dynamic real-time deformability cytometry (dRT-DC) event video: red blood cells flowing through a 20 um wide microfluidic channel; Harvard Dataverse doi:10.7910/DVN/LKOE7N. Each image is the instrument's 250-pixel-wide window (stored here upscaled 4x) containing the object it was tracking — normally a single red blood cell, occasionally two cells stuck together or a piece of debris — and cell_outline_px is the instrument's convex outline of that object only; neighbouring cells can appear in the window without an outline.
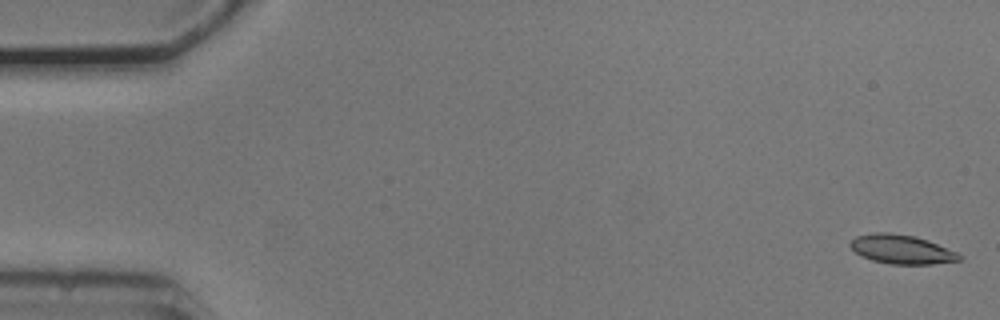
{"species": "common noctule bat (a hibernating species)", "species_latin": "Nyctalus noctula", "temperature_condition": "cold", "stored_images_in_passage": 9, "camera_frame_rate_fps": 3000, "um_per_image_px": 0.085, "animal": {"sex": "male", "body_mass_g": 20.5, "forearm_length_mm": 52.5}, "frame": {"image": 1, "passage_image": 1, "time_ms": 0.0, "image_size_px": [1000, 320], "cell_outline_px": [[964, 256], [960, 260], [932, 264], [888, 264], [872, 260], [856, 252], [848, 244], [856, 236], [872, 232], [888, 232], [916, 236], [928, 240], [956, 252]], "centroid_in_image_um": [76.64, 21.18], "position_along_channel_um": 8.4, "area_um2": 18.44}}